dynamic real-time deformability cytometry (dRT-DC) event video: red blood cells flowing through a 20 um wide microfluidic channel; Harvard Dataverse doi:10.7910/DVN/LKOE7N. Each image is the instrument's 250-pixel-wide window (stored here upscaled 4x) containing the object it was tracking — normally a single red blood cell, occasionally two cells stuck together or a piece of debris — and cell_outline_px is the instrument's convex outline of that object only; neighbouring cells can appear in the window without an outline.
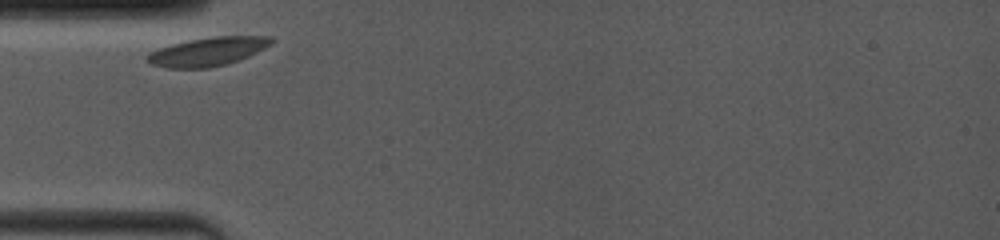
{"species": "common noctule bat (a hibernating species)", "species_latin": "Nyctalus noctula", "temperature_condition": "room temperature", "stored_images_in_passage": 5, "camera_frame_rate_fps": 4000, "um_per_image_px": 0.085, "animal": {"sex": "female", "body_mass_g": 19.0, "forearm_length_mm": 53.3}, "frame": {"image": 1, "passage_image": 1, "time_ms": 0.0, "image_size_px": [1000, 240], "cell_outline_px": [[276, 40], [272, 44], [248, 56], [228, 64], [208, 68], [168, 68], [152, 64], [144, 60], [144, 56], [160, 48], [172, 44], [188, 40], [212, 36], [272, 36]], "centroid_in_image_um": [17.68, 4.38], "position_along_channel_um": 67.3, "area_um2": 20.81}}
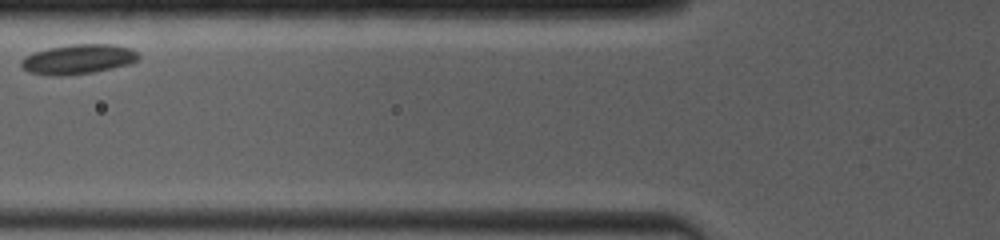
{"frame": {"image": 2, "passage_image": 3, "time_ms": 1.5, "image_size_px": [1000, 240], "cell_outline_px": [[140, 60], [132, 64], [92, 72], [64, 76], [48, 76], [28, 72], [20, 64], [20, 60], [24, 56], [32, 52], [48, 48], [68, 44], [116, 44], [132, 48], [140, 52]], "centroid_in_image_um": [6.68, 5.02], "position_along_channel_um": 119.1, "area_um2": 20.92}}
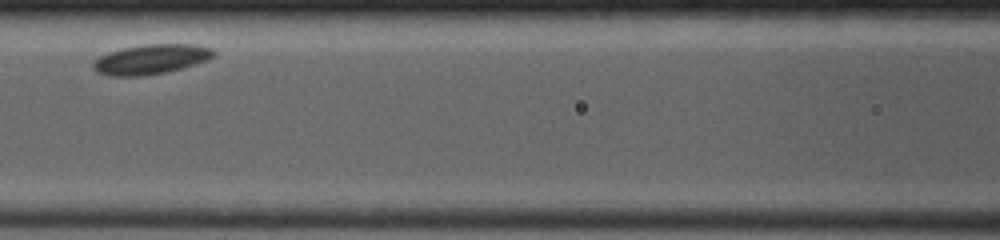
{"frame": {"image": 3, "passage_image": 4, "time_ms": 2.5, "image_size_px": [1000, 240], "cell_outline_px": [[216, 52], [208, 60], [196, 64], [164, 72], [144, 76], [112, 76], [96, 72], [92, 68], [92, 64], [100, 56], [108, 52], [124, 48], [144, 44], [192, 44], [212, 48]], "centroid_in_image_um": [12.82, 5.04], "position_along_channel_um": 153.8, "area_um2": 20.81}}